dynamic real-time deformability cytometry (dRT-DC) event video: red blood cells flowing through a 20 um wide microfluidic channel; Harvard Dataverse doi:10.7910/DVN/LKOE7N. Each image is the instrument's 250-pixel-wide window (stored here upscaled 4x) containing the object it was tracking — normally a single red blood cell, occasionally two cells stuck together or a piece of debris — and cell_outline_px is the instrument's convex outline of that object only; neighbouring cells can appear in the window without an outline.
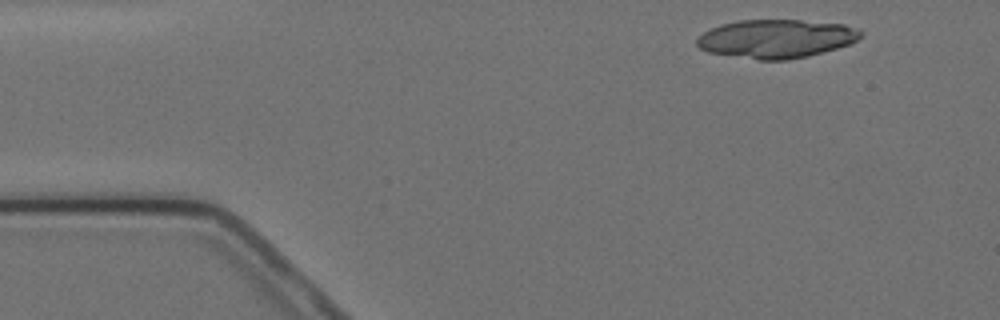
{"species": "Egyptian fruit bat (a non-hibernating species)", "species_latin": "Rousettus aegyptiacus", "temperature_condition": "cold", "stored_images_in_passage": 5, "camera_frame_rate_fps": 3000, "um_per_image_px": 0.085, "animal": {"sex": "female"}, "frame": {"image": 1, "passage_image": 1, "time_ms": 0.0, "image_size_px": [1000, 320], "cell_outline_px": [[864, 32], [856, 40], [848, 44], [836, 48], [808, 56], [788, 60], [760, 60], [708, 52], [700, 48], [696, 44], [696, 40], [704, 32], [720, 24], [740, 20], [800, 20], [844, 24], [860, 28]], "centroid_in_image_um": [65.99, 3.28], "position_along_channel_um": 19.0, "area_um2": 36.76}}